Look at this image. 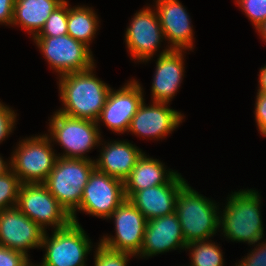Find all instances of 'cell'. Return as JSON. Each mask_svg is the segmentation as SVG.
Here are the masks:
<instances>
[{"label":"cell","instance_id":"27","mask_svg":"<svg viewBox=\"0 0 266 266\" xmlns=\"http://www.w3.org/2000/svg\"><path fill=\"white\" fill-rule=\"evenodd\" d=\"M96 247L94 266H127L129 257L135 256L127 252L111 250L101 243Z\"/></svg>","mask_w":266,"mask_h":266},{"label":"cell","instance_id":"37","mask_svg":"<svg viewBox=\"0 0 266 266\" xmlns=\"http://www.w3.org/2000/svg\"><path fill=\"white\" fill-rule=\"evenodd\" d=\"M27 266H35L33 263L29 262ZM36 266H40L39 264Z\"/></svg>","mask_w":266,"mask_h":266},{"label":"cell","instance_id":"10","mask_svg":"<svg viewBox=\"0 0 266 266\" xmlns=\"http://www.w3.org/2000/svg\"><path fill=\"white\" fill-rule=\"evenodd\" d=\"M125 200L124 182L98 171L90 174L77 211L107 219Z\"/></svg>","mask_w":266,"mask_h":266},{"label":"cell","instance_id":"4","mask_svg":"<svg viewBox=\"0 0 266 266\" xmlns=\"http://www.w3.org/2000/svg\"><path fill=\"white\" fill-rule=\"evenodd\" d=\"M94 169L95 160L57 157L53 170L44 182L74 223L79 224L76 210L79 208L83 189Z\"/></svg>","mask_w":266,"mask_h":266},{"label":"cell","instance_id":"11","mask_svg":"<svg viewBox=\"0 0 266 266\" xmlns=\"http://www.w3.org/2000/svg\"><path fill=\"white\" fill-rule=\"evenodd\" d=\"M107 219H114L116 235H103L99 243L111 250L127 252L137 257L143 245L147 223L144 215L125 198Z\"/></svg>","mask_w":266,"mask_h":266},{"label":"cell","instance_id":"28","mask_svg":"<svg viewBox=\"0 0 266 266\" xmlns=\"http://www.w3.org/2000/svg\"><path fill=\"white\" fill-rule=\"evenodd\" d=\"M256 28L266 20V0H235Z\"/></svg>","mask_w":266,"mask_h":266},{"label":"cell","instance_id":"8","mask_svg":"<svg viewBox=\"0 0 266 266\" xmlns=\"http://www.w3.org/2000/svg\"><path fill=\"white\" fill-rule=\"evenodd\" d=\"M32 39L58 76L96 66L90 47L68 34L57 37L34 36Z\"/></svg>","mask_w":266,"mask_h":266},{"label":"cell","instance_id":"35","mask_svg":"<svg viewBox=\"0 0 266 266\" xmlns=\"http://www.w3.org/2000/svg\"><path fill=\"white\" fill-rule=\"evenodd\" d=\"M257 32L259 33V36L263 38V40L266 42V20L262 22L258 27L255 28Z\"/></svg>","mask_w":266,"mask_h":266},{"label":"cell","instance_id":"29","mask_svg":"<svg viewBox=\"0 0 266 266\" xmlns=\"http://www.w3.org/2000/svg\"><path fill=\"white\" fill-rule=\"evenodd\" d=\"M16 116L12 108L0 102V143L9 137L15 128Z\"/></svg>","mask_w":266,"mask_h":266},{"label":"cell","instance_id":"30","mask_svg":"<svg viewBox=\"0 0 266 266\" xmlns=\"http://www.w3.org/2000/svg\"><path fill=\"white\" fill-rule=\"evenodd\" d=\"M29 262L23 252L0 246V266H27Z\"/></svg>","mask_w":266,"mask_h":266},{"label":"cell","instance_id":"20","mask_svg":"<svg viewBox=\"0 0 266 266\" xmlns=\"http://www.w3.org/2000/svg\"><path fill=\"white\" fill-rule=\"evenodd\" d=\"M102 146L95 168L121 181H125L144 152L129 141H110Z\"/></svg>","mask_w":266,"mask_h":266},{"label":"cell","instance_id":"36","mask_svg":"<svg viewBox=\"0 0 266 266\" xmlns=\"http://www.w3.org/2000/svg\"><path fill=\"white\" fill-rule=\"evenodd\" d=\"M10 169V162H6L0 156V175L6 173Z\"/></svg>","mask_w":266,"mask_h":266},{"label":"cell","instance_id":"3","mask_svg":"<svg viewBox=\"0 0 266 266\" xmlns=\"http://www.w3.org/2000/svg\"><path fill=\"white\" fill-rule=\"evenodd\" d=\"M218 207L215 201L199 194L188 183L180 189L175 212L186 244L209 240L219 231Z\"/></svg>","mask_w":266,"mask_h":266},{"label":"cell","instance_id":"31","mask_svg":"<svg viewBox=\"0 0 266 266\" xmlns=\"http://www.w3.org/2000/svg\"><path fill=\"white\" fill-rule=\"evenodd\" d=\"M264 241L261 240L257 242V245L254 244L253 246L256 247L235 266H266V239Z\"/></svg>","mask_w":266,"mask_h":266},{"label":"cell","instance_id":"14","mask_svg":"<svg viewBox=\"0 0 266 266\" xmlns=\"http://www.w3.org/2000/svg\"><path fill=\"white\" fill-rule=\"evenodd\" d=\"M45 231L17 207L0 211V246L23 252L41 248Z\"/></svg>","mask_w":266,"mask_h":266},{"label":"cell","instance_id":"25","mask_svg":"<svg viewBox=\"0 0 266 266\" xmlns=\"http://www.w3.org/2000/svg\"><path fill=\"white\" fill-rule=\"evenodd\" d=\"M68 2L69 1L65 0L51 13V15L47 18L44 27L36 36L57 37L68 33Z\"/></svg>","mask_w":266,"mask_h":266},{"label":"cell","instance_id":"34","mask_svg":"<svg viewBox=\"0 0 266 266\" xmlns=\"http://www.w3.org/2000/svg\"><path fill=\"white\" fill-rule=\"evenodd\" d=\"M259 81H258V92L266 94V65L260 68L259 72Z\"/></svg>","mask_w":266,"mask_h":266},{"label":"cell","instance_id":"12","mask_svg":"<svg viewBox=\"0 0 266 266\" xmlns=\"http://www.w3.org/2000/svg\"><path fill=\"white\" fill-rule=\"evenodd\" d=\"M152 9L147 6L137 11L125 32L127 51L141 63L149 62L165 40L157 11Z\"/></svg>","mask_w":266,"mask_h":266},{"label":"cell","instance_id":"7","mask_svg":"<svg viewBox=\"0 0 266 266\" xmlns=\"http://www.w3.org/2000/svg\"><path fill=\"white\" fill-rule=\"evenodd\" d=\"M91 239L80 224L71 222L67 227L44 234L41 249H45L40 266H86L87 254L92 250Z\"/></svg>","mask_w":266,"mask_h":266},{"label":"cell","instance_id":"17","mask_svg":"<svg viewBox=\"0 0 266 266\" xmlns=\"http://www.w3.org/2000/svg\"><path fill=\"white\" fill-rule=\"evenodd\" d=\"M155 6L165 40L170 43L168 47L174 50H193V25L182 3L179 0H156Z\"/></svg>","mask_w":266,"mask_h":266},{"label":"cell","instance_id":"15","mask_svg":"<svg viewBox=\"0 0 266 266\" xmlns=\"http://www.w3.org/2000/svg\"><path fill=\"white\" fill-rule=\"evenodd\" d=\"M181 112L168 107V103L143 101L133 116L128 132L145 139L161 140L172 133L184 119Z\"/></svg>","mask_w":266,"mask_h":266},{"label":"cell","instance_id":"6","mask_svg":"<svg viewBox=\"0 0 266 266\" xmlns=\"http://www.w3.org/2000/svg\"><path fill=\"white\" fill-rule=\"evenodd\" d=\"M18 143L8 161L10 169L21 184L44 183L58 157L48 134L24 138Z\"/></svg>","mask_w":266,"mask_h":266},{"label":"cell","instance_id":"2","mask_svg":"<svg viewBox=\"0 0 266 266\" xmlns=\"http://www.w3.org/2000/svg\"><path fill=\"white\" fill-rule=\"evenodd\" d=\"M223 212L220 211L219 228L231 241L257 244L264 238L261 216V197L253 189L239 190L227 197Z\"/></svg>","mask_w":266,"mask_h":266},{"label":"cell","instance_id":"22","mask_svg":"<svg viewBox=\"0 0 266 266\" xmlns=\"http://www.w3.org/2000/svg\"><path fill=\"white\" fill-rule=\"evenodd\" d=\"M65 0H15L12 25L22 27L32 37L44 27L47 18Z\"/></svg>","mask_w":266,"mask_h":266},{"label":"cell","instance_id":"1","mask_svg":"<svg viewBox=\"0 0 266 266\" xmlns=\"http://www.w3.org/2000/svg\"><path fill=\"white\" fill-rule=\"evenodd\" d=\"M95 66L59 78V94L63 108L58 112L96 122L111 88L93 73Z\"/></svg>","mask_w":266,"mask_h":266},{"label":"cell","instance_id":"33","mask_svg":"<svg viewBox=\"0 0 266 266\" xmlns=\"http://www.w3.org/2000/svg\"><path fill=\"white\" fill-rule=\"evenodd\" d=\"M15 0H0V24L11 25Z\"/></svg>","mask_w":266,"mask_h":266},{"label":"cell","instance_id":"21","mask_svg":"<svg viewBox=\"0 0 266 266\" xmlns=\"http://www.w3.org/2000/svg\"><path fill=\"white\" fill-rule=\"evenodd\" d=\"M164 165L159 159L147 157L144 152L124 181L125 198L134 192L170 183L179 173L171 169L166 170Z\"/></svg>","mask_w":266,"mask_h":266},{"label":"cell","instance_id":"26","mask_svg":"<svg viewBox=\"0 0 266 266\" xmlns=\"http://www.w3.org/2000/svg\"><path fill=\"white\" fill-rule=\"evenodd\" d=\"M20 185L18 176L11 169L0 175V211L16 207Z\"/></svg>","mask_w":266,"mask_h":266},{"label":"cell","instance_id":"19","mask_svg":"<svg viewBox=\"0 0 266 266\" xmlns=\"http://www.w3.org/2000/svg\"><path fill=\"white\" fill-rule=\"evenodd\" d=\"M186 183L179 173L170 183L134 192L127 199L151 220L175 212L177 195Z\"/></svg>","mask_w":266,"mask_h":266},{"label":"cell","instance_id":"13","mask_svg":"<svg viewBox=\"0 0 266 266\" xmlns=\"http://www.w3.org/2000/svg\"><path fill=\"white\" fill-rule=\"evenodd\" d=\"M143 87L134 78L118 90L111 88L102 111L96 120L105 124L112 132H128L131 120L145 99Z\"/></svg>","mask_w":266,"mask_h":266},{"label":"cell","instance_id":"5","mask_svg":"<svg viewBox=\"0 0 266 266\" xmlns=\"http://www.w3.org/2000/svg\"><path fill=\"white\" fill-rule=\"evenodd\" d=\"M49 123L48 137L52 142L61 145L65 151L62 155H57L58 157L93 160L85 154L103 142L100 127L96 122L74 118L56 111Z\"/></svg>","mask_w":266,"mask_h":266},{"label":"cell","instance_id":"32","mask_svg":"<svg viewBox=\"0 0 266 266\" xmlns=\"http://www.w3.org/2000/svg\"><path fill=\"white\" fill-rule=\"evenodd\" d=\"M254 114L260 135L266 137V94L257 93Z\"/></svg>","mask_w":266,"mask_h":266},{"label":"cell","instance_id":"9","mask_svg":"<svg viewBox=\"0 0 266 266\" xmlns=\"http://www.w3.org/2000/svg\"><path fill=\"white\" fill-rule=\"evenodd\" d=\"M16 207L45 232L47 226L59 230L72 222L69 213L49 192L44 183H22L18 191Z\"/></svg>","mask_w":266,"mask_h":266},{"label":"cell","instance_id":"16","mask_svg":"<svg viewBox=\"0 0 266 266\" xmlns=\"http://www.w3.org/2000/svg\"><path fill=\"white\" fill-rule=\"evenodd\" d=\"M187 246L176 212L147 220L143 245L138 257L147 258Z\"/></svg>","mask_w":266,"mask_h":266},{"label":"cell","instance_id":"23","mask_svg":"<svg viewBox=\"0 0 266 266\" xmlns=\"http://www.w3.org/2000/svg\"><path fill=\"white\" fill-rule=\"evenodd\" d=\"M86 6H69L67 29L68 35L90 47L98 31L99 21L94 9Z\"/></svg>","mask_w":266,"mask_h":266},{"label":"cell","instance_id":"24","mask_svg":"<svg viewBox=\"0 0 266 266\" xmlns=\"http://www.w3.org/2000/svg\"><path fill=\"white\" fill-rule=\"evenodd\" d=\"M190 251V266H224V258L219 245L212 240L197 241L187 244Z\"/></svg>","mask_w":266,"mask_h":266},{"label":"cell","instance_id":"18","mask_svg":"<svg viewBox=\"0 0 266 266\" xmlns=\"http://www.w3.org/2000/svg\"><path fill=\"white\" fill-rule=\"evenodd\" d=\"M167 48L159 52L152 82V102L169 103L184 77V52Z\"/></svg>","mask_w":266,"mask_h":266}]
</instances>
